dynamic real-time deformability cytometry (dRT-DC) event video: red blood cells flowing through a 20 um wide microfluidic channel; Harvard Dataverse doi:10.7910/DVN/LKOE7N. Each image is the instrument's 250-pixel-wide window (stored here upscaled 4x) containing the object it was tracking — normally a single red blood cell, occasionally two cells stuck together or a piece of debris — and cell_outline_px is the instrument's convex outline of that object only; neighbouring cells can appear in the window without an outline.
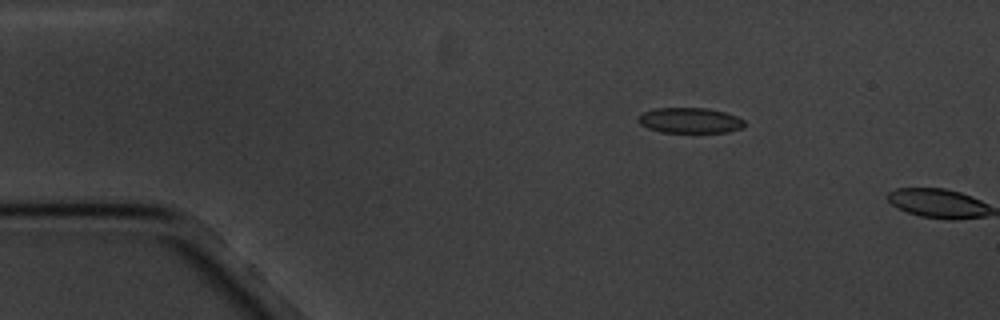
{"species": "common noctule bat (a hibernating species)", "species_latin": "Nyctalus noctula", "temperature_condition": "cold", "stored_images_in_passage": 2, "camera_frame_rate_fps": 3000, "um_per_image_px": 0.085, "animal": {"sex": "male", "body_mass_g": 20.1, "forearm_length_mm": 53.5}, "frame": {"image": 1, "passage_image": 1, "time_ms": 0.0, "image_size_px": [1000, 320], "cell_outline_px": [[744, 128], [728, 132], [660, 132], [648, 128], [640, 124], [636, 120], [636, 116], [644, 112], [656, 108], [704, 108], [724, 112], [736, 116], [744, 120]], "centroid_in_image_um": [58.61, 10.24], "position_along_channel_um": 26.4, "area_um2": 15.78}}